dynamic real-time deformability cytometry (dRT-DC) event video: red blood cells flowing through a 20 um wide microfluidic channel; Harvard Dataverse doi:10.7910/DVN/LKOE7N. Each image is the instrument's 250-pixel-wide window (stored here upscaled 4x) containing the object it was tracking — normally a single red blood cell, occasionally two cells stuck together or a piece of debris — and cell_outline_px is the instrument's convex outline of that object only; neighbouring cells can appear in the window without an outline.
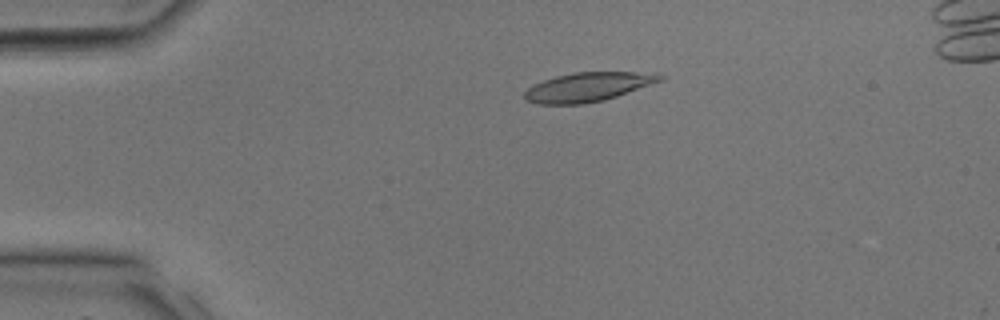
{"species": "common noctule bat (a hibernating species)", "species_latin": "Nyctalus noctula", "temperature_condition": "room temperature", "stored_images_in_passage": 14, "camera_frame_rate_fps": 3000, "um_per_image_px": 0.085, "animal": {"sex": "male", "body_mass_g": 17.9, "forearm_length_mm": 54.2}, "frame": {"image": 1, "passage_image": 1, "time_ms": 0.0, "image_size_px": [1000, 320], "cell_outline_px": [[664, 80], [604, 100], [584, 104], [536, 104], [524, 100], [524, 92], [528, 88], [544, 80], [556, 76], [576, 72], [656, 72], [664, 76]], "centroid_in_image_um": [49.99, 7.39], "position_along_channel_um": 35.0, "area_um2": 23.0}}
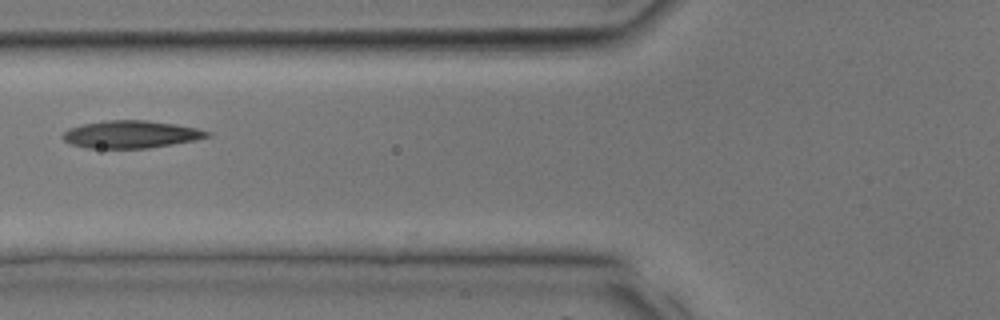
{"frame": {"image": 2, "passage_image": 7, "time_ms": 2.0, "image_size_px": [1000, 320], "cell_outline_px": [[212, 136], [196, 140], [148, 148], [88, 148], [72, 144], [64, 140], [60, 136], [68, 128], [84, 124], [108, 120], [148, 120], [176, 124], [196, 128], [212, 132]], "centroid_in_image_um": [11.16, 11.42], "position_along_channel_um": 114.6, "area_um2": 23.18}}
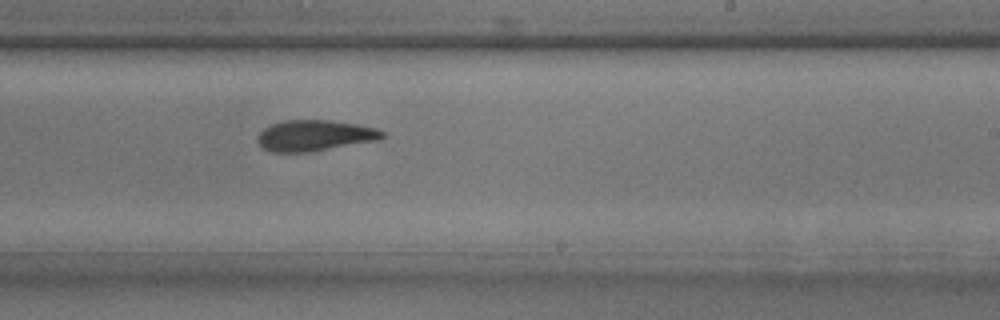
{"frame": {"image": 3, "passage_image": 14, "time_ms": 4.333, "image_size_px": [1000, 320], "cell_outline_px": [[384, 136], [380, 140], [308, 152], [272, 152], [260, 148], [256, 140], [256, 136], [264, 128], [272, 124], [284, 120], [332, 120], [356, 124], [376, 128], [384, 132]], "centroid_in_image_um": [26.71, 11.52], "position_along_channel_um": 262.3, "area_um2": 22.66}}